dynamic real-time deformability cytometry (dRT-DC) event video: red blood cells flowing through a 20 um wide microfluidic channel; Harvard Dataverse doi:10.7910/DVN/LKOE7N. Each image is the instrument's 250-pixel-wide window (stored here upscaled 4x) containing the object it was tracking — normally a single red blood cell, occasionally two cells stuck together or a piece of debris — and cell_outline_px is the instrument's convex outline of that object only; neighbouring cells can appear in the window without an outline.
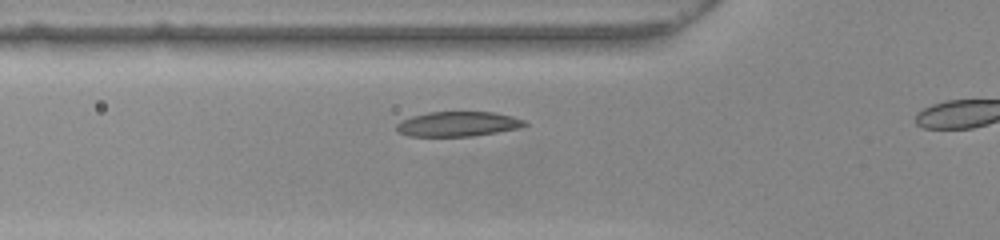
{"species": "common noctule bat (a hibernating species)", "species_latin": "Nyctalus noctula", "temperature_condition": "warm", "stored_images_in_passage": 15, "camera_frame_rate_fps": 3000, "um_per_image_px": 0.085, "animal": {"sex": "female", "body_mass_g": 22.0, "forearm_length_mm": 56.7}, "frame": {"image": 1, "passage_image": 13, "time_ms": 4.0, "image_size_px": [1000, 240], "cell_outline_px": [[528, 124], [520, 128], [472, 136], [408, 136], [400, 132], [396, 128], [396, 124], [400, 120], [412, 116], [428, 112], [492, 112], [512, 116], [524, 120]], "centroid_in_image_um": [38.91, 10.54], "position_along_channel_um": 86.9, "area_um2": 18.5}}